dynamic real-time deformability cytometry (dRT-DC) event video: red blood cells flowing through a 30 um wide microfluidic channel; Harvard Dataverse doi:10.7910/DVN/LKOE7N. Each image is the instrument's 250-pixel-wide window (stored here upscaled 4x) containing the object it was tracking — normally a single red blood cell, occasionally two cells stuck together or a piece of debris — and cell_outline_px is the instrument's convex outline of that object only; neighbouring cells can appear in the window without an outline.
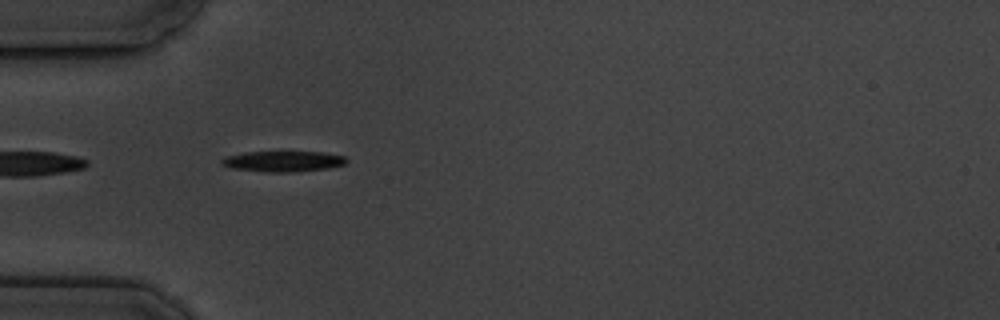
{"species": "common noctule bat (a hibernating species)", "species_latin": "Nyctalus noctula", "temperature_condition": "cold", "stored_images_in_passage": 6, "camera_frame_rate_fps": 3000, "um_per_image_px": 0.085, "animal": {"sex": "male", "body_mass_g": 19.5, "forearm_length_mm": 54.6}, "frame": {"image": 1, "passage_image": 5, "time_ms": 4.667, "image_size_px": [1000, 320], "cell_outline_px": [[348, 160], [344, 164], [328, 168], [288, 172], [264, 172], [232, 168], [220, 164], [220, 160], [224, 156], [244, 152], [324, 152], [344, 156]], "centroid_in_image_um": [24.01, 13.71], "position_along_channel_um": 61.0, "area_um2": 15.03}}